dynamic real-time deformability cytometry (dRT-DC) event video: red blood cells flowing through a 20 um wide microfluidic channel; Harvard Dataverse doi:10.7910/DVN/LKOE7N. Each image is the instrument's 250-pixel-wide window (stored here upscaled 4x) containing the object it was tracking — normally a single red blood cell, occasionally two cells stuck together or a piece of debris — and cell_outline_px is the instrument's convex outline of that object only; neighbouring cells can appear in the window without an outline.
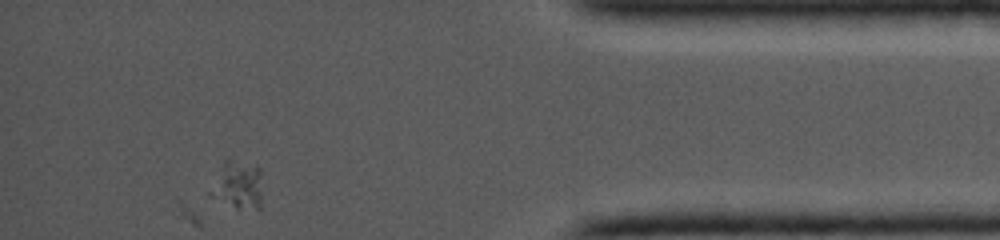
{"species": "common noctule bat (a hibernating species)", "species_latin": "Nyctalus noctula", "temperature_condition": "cold", "stored_images_in_passage": 27, "camera_frame_rate_fps": 5000, "um_per_image_px": 0.085, "animal": {"sex": "female", "body_mass_g": 19.0, "forearm_length_mm": 56.7}, "frame": {"image": 1, "passage_image": 27, "time_ms": 9.2, "image_size_px": [1000, 240], "cell_outline_px": [[260, 208], [236, 208], [212, 196], [208, 192], [224, 160], [228, 160], [260, 168]], "centroid_in_image_um": [20.19, 15.74], "position_along_channel_um": 415.0, "area_um2": 13.81}}